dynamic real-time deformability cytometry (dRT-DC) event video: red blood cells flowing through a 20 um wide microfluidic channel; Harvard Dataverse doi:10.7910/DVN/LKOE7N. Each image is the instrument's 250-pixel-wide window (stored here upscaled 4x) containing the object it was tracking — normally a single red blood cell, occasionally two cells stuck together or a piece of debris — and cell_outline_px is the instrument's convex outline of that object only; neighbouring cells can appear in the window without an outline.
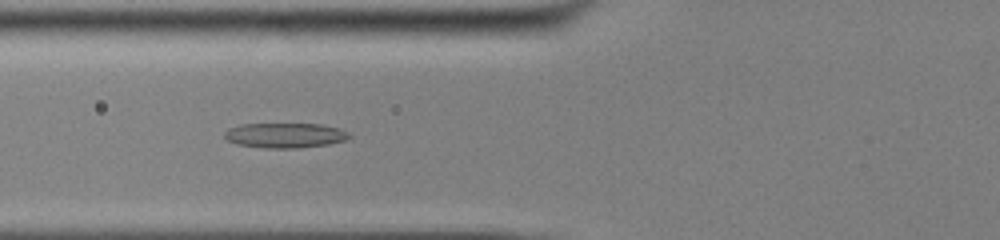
{"species": "common noctule bat (a hibernating species)", "species_latin": "Nyctalus noctula", "temperature_condition": "cold", "stored_images_in_passage": 55, "camera_frame_rate_fps": 3000, "um_per_image_px": 0.085, "animal": {"sex": "male", "body_mass_g": 13.0, "forearm_length_mm": 53.1}, "frame": {"image": 1, "passage_image": 23, "time_ms": 7.333, "image_size_px": [1000, 240], "cell_outline_px": [[352, 136], [348, 140], [328, 144], [296, 148], [264, 148], [236, 144], [228, 140], [224, 136], [224, 132], [228, 128], [240, 124], [324, 124], [340, 128], [348, 132]], "centroid_in_image_um": [24.25, 11.5], "position_along_channel_um": 101.5, "area_um2": 18.32}}
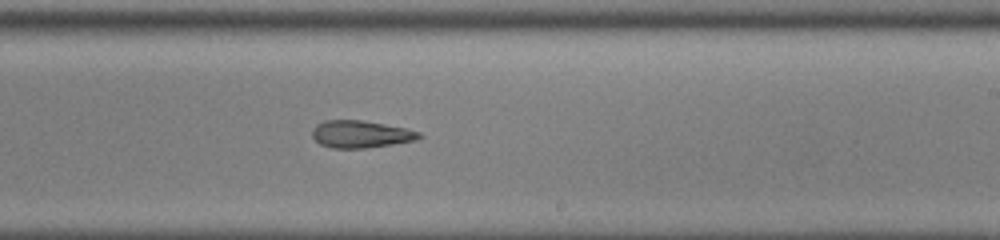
{"frame": {"image": 2, "passage_image": 35, "time_ms": 11.333, "image_size_px": [1000, 240], "cell_outline_px": [[424, 136], [416, 140], [392, 144], [364, 148], [332, 148], [320, 144], [312, 136], [312, 132], [316, 124], [324, 120], [360, 120], [384, 124], [404, 128], [420, 132]], "centroid_in_image_um": [30.65, 11.4], "position_along_channel_um": 258.3, "area_um2": 16.88}}
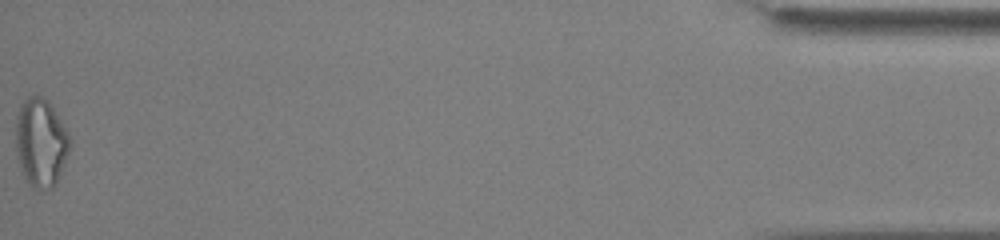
{"frame": {"image": 3, "passage_image": 55, "time_ms": 18.0, "image_size_px": [1000, 240], "cell_outline_px": [[72, 144], [56, 184], [52, 188], [44, 192], [32, 188], [28, 184], [20, 168], [16, 152], [16, 116], [20, 104], [28, 96], [40, 96], [48, 100], [68, 132], [72, 140]], "centroid_in_image_um": [3.47, 12.15], "position_along_channel_um": 431.7, "area_um2": 28.32}, "authors_computed_cell_mechanics": {"area_um2": 18.9584, "velocity_mm_per_s": 3.9159, "shape_relaxation_time_tau1_ms": 6.0305, "shape_relaxation_time_tau2_ms": 5.2166, "deformation_change_tau1": 0.1548, "deformation_change_tau2": 0.1662}}